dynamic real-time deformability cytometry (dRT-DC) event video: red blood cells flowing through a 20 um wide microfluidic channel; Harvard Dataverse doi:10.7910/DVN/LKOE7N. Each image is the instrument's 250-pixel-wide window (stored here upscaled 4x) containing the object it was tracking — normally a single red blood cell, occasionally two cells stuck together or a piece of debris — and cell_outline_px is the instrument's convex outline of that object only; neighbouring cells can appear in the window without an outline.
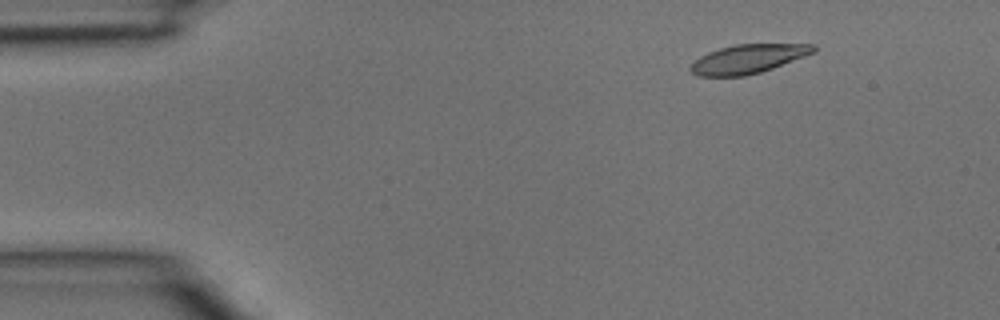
{"species": "common noctule bat (a hibernating species)", "species_latin": "Nyctalus noctula", "temperature_condition": "room temperature", "stored_images_in_passage": 6, "camera_frame_rate_fps": 3000, "um_per_image_px": 0.085, "animal": {"sex": "male", "body_mass_g": 15.6}, "frame": {"image": 1, "passage_image": 6, "time_ms": 1.667, "image_size_px": [1000, 320], "cell_outline_px": [[816, 52], [772, 68], [760, 72], [744, 76], [700, 76], [692, 72], [688, 68], [700, 56], [708, 52], [720, 48], [736, 44], [816, 44]], "centroid_in_image_um": [63.6, 5.0], "position_along_channel_um": 21.4, "area_um2": 20.58}}